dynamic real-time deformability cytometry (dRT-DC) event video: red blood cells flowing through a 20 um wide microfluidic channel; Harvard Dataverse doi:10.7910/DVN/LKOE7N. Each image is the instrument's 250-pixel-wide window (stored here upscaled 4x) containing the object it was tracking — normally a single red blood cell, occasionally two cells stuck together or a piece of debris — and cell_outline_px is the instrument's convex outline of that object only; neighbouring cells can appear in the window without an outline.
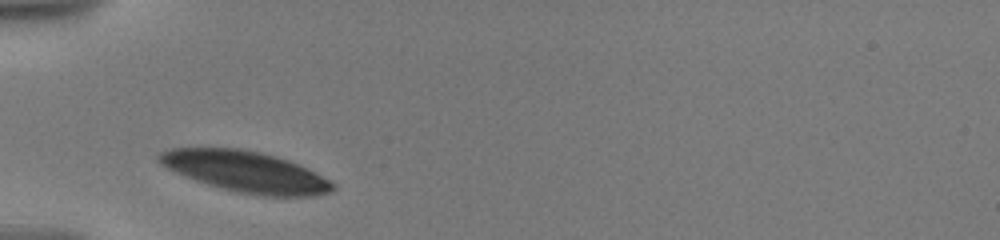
{"species": "human", "species_latin": "Homo sapiens", "temperature_condition": "warm", "stored_images_in_passage": 42, "camera_frame_rate_fps": 3000, "um_per_image_px": 0.085, "donor": {"sex": "male"}, "frame": {"image": 1, "passage_image": 1, "time_ms": 0.0, "image_size_px": [1000, 240], "cell_outline_px": [[336, 188], [332, 192], [316, 196], [260, 196], [240, 192], [208, 184], [184, 176], [160, 164], [156, 156], [160, 152], [172, 148], [236, 148], [260, 152], [276, 156], [300, 164], [308, 168], [336, 184]], "centroid_in_image_um": [20.92, 14.59], "position_along_channel_um": 64.1, "area_um2": 41.38}}
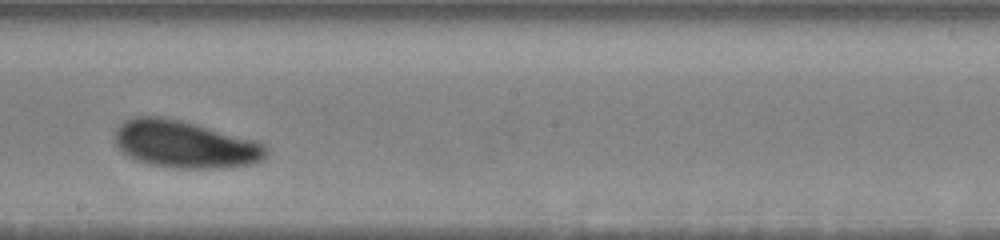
{"frame": {"image": 2, "passage_image": 15, "time_ms": 5.0, "image_size_px": [1000, 240], "cell_outline_px": [[268, 152], [260, 160], [252, 164], [220, 168], [172, 168], [148, 164], [136, 160], [128, 156], [112, 140], [112, 136], [116, 128], [124, 120], [132, 116], [164, 116], [196, 124], [256, 140], [264, 144], [268, 148]], "centroid_in_image_um": [15.67, 12.25], "position_along_channel_um": 232.5, "area_um2": 42.08}}
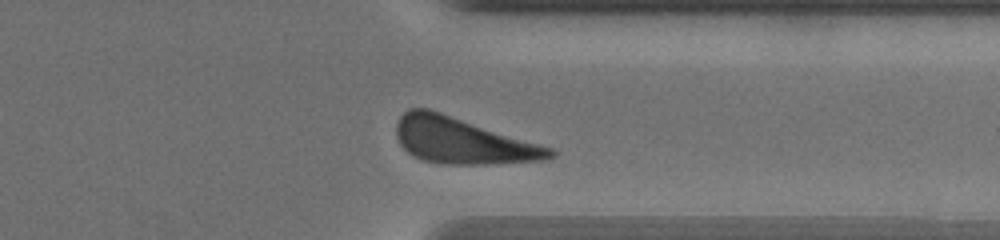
{"frame": {"image": 3, "passage_image": 35, "time_ms": 9.0, "image_size_px": [1000, 240], "cell_outline_px": [[556, 156], [544, 160], [484, 164], [440, 164], [424, 160], [412, 156], [400, 144], [396, 136], [396, 124], [400, 116], [408, 108], [428, 108], [552, 148], [556, 152]], "centroid_in_image_um": [39.28, 11.96], "position_along_channel_um": 372.1, "area_um2": 40.98}, "authors_computed_cell_mechanics": {"area_um2": 41.3559, "velocity_mm_per_s": 3.4858, "shape_relaxation_time_tau1_ms": 2.0746, "shape_relaxation_time_tau2_ms": null, "deformation_change_tau1": 0.1135, "deformation_change_tau2": null}}